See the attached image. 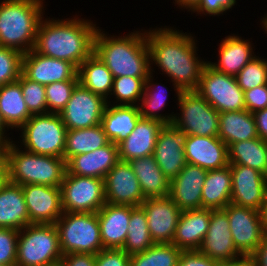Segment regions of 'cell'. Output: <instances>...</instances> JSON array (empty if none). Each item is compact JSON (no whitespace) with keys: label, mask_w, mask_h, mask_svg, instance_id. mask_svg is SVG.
I'll return each mask as SVG.
<instances>
[{"label":"cell","mask_w":267,"mask_h":266,"mask_svg":"<svg viewBox=\"0 0 267 266\" xmlns=\"http://www.w3.org/2000/svg\"><path fill=\"white\" fill-rule=\"evenodd\" d=\"M150 65L166 74L178 98L182 91L196 90L208 61L197 54V40L189 32L161 26L146 30ZM156 64V65H155Z\"/></svg>","instance_id":"1"},{"label":"cell","mask_w":267,"mask_h":266,"mask_svg":"<svg viewBox=\"0 0 267 266\" xmlns=\"http://www.w3.org/2000/svg\"><path fill=\"white\" fill-rule=\"evenodd\" d=\"M41 19L34 51L55 59L66 60L77 69L94 52V38L99 26L80 18Z\"/></svg>","instance_id":"2"},{"label":"cell","mask_w":267,"mask_h":266,"mask_svg":"<svg viewBox=\"0 0 267 266\" xmlns=\"http://www.w3.org/2000/svg\"><path fill=\"white\" fill-rule=\"evenodd\" d=\"M141 30H133L124 36H109L98 27L94 38V53L105 63L113 78L148 77L150 51L146 31Z\"/></svg>","instance_id":"3"},{"label":"cell","mask_w":267,"mask_h":266,"mask_svg":"<svg viewBox=\"0 0 267 266\" xmlns=\"http://www.w3.org/2000/svg\"><path fill=\"white\" fill-rule=\"evenodd\" d=\"M15 143L12 140L2 148V176L6 180L21 186H61L67 171L64 158L35 154Z\"/></svg>","instance_id":"4"},{"label":"cell","mask_w":267,"mask_h":266,"mask_svg":"<svg viewBox=\"0 0 267 266\" xmlns=\"http://www.w3.org/2000/svg\"><path fill=\"white\" fill-rule=\"evenodd\" d=\"M45 0H3L0 2V46L27 53L34 49Z\"/></svg>","instance_id":"5"},{"label":"cell","mask_w":267,"mask_h":266,"mask_svg":"<svg viewBox=\"0 0 267 266\" xmlns=\"http://www.w3.org/2000/svg\"><path fill=\"white\" fill-rule=\"evenodd\" d=\"M62 256L55 224H29L19 230L16 256L19 266H57Z\"/></svg>","instance_id":"6"},{"label":"cell","mask_w":267,"mask_h":266,"mask_svg":"<svg viewBox=\"0 0 267 266\" xmlns=\"http://www.w3.org/2000/svg\"><path fill=\"white\" fill-rule=\"evenodd\" d=\"M19 131L22 139L18 141L19 147L39 155L64 158L67 128L59 114L32 115Z\"/></svg>","instance_id":"7"},{"label":"cell","mask_w":267,"mask_h":266,"mask_svg":"<svg viewBox=\"0 0 267 266\" xmlns=\"http://www.w3.org/2000/svg\"><path fill=\"white\" fill-rule=\"evenodd\" d=\"M63 255L89 253L96 255L103 250L97 212H63L55 222Z\"/></svg>","instance_id":"8"},{"label":"cell","mask_w":267,"mask_h":266,"mask_svg":"<svg viewBox=\"0 0 267 266\" xmlns=\"http://www.w3.org/2000/svg\"><path fill=\"white\" fill-rule=\"evenodd\" d=\"M176 101L180 110L172 123L176 128L185 135L218 136L219 112L196 90L182 91Z\"/></svg>","instance_id":"9"},{"label":"cell","mask_w":267,"mask_h":266,"mask_svg":"<svg viewBox=\"0 0 267 266\" xmlns=\"http://www.w3.org/2000/svg\"><path fill=\"white\" fill-rule=\"evenodd\" d=\"M61 189L63 212H98L106 203L104 179L65 173Z\"/></svg>","instance_id":"10"},{"label":"cell","mask_w":267,"mask_h":266,"mask_svg":"<svg viewBox=\"0 0 267 266\" xmlns=\"http://www.w3.org/2000/svg\"><path fill=\"white\" fill-rule=\"evenodd\" d=\"M196 91L219 113L246 110L244 91L236 78L205 65Z\"/></svg>","instance_id":"11"},{"label":"cell","mask_w":267,"mask_h":266,"mask_svg":"<svg viewBox=\"0 0 267 266\" xmlns=\"http://www.w3.org/2000/svg\"><path fill=\"white\" fill-rule=\"evenodd\" d=\"M228 216L233 243L237 251L250 258L264 236L260 213L256 209L230 203L223 209Z\"/></svg>","instance_id":"12"},{"label":"cell","mask_w":267,"mask_h":266,"mask_svg":"<svg viewBox=\"0 0 267 266\" xmlns=\"http://www.w3.org/2000/svg\"><path fill=\"white\" fill-rule=\"evenodd\" d=\"M106 105L107 100L103 96L79 83L59 115L67 130L90 128L101 124Z\"/></svg>","instance_id":"13"},{"label":"cell","mask_w":267,"mask_h":266,"mask_svg":"<svg viewBox=\"0 0 267 266\" xmlns=\"http://www.w3.org/2000/svg\"><path fill=\"white\" fill-rule=\"evenodd\" d=\"M198 251L219 263L245 259L234 246L228 216L223 209H210L209 229Z\"/></svg>","instance_id":"14"},{"label":"cell","mask_w":267,"mask_h":266,"mask_svg":"<svg viewBox=\"0 0 267 266\" xmlns=\"http://www.w3.org/2000/svg\"><path fill=\"white\" fill-rule=\"evenodd\" d=\"M232 193L230 203L260 210L267 193V176L248 166L230 164Z\"/></svg>","instance_id":"15"},{"label":"cell","mask_w":267,"mask_h":266,"mask_svg":"<svg viewBox=\"0 0 267 266\" xmlns=\"http://www.w3.org/2000/svg\"><path fill=\"white\" fill-rule=\"evenodd\" d=\"M106 203L140 206L145 197L129 162L119 160L104 178Z\"/></svg>","instance_id":"16"},{"label":"cell","mask_w":267,"mask_h":266,"mask_svg":"<svg viewBox=\"0 0 267 266\" xmlns=\"http://www.w3.org/2000/svg\"><path fill=\"white\" fill-rule=\"evenodd\" d=\"M78 69L69 61L35 52L23 54L22 74L29 80L48 85L53 82L79 80Z\"/></svg>","instance_id":"17"},{"label":"cell","mask_w":267,"mask_h":266,"mask_svg":"<svg viewBox=\"0 0 267 266\" xmlns=\"http://www.w3.org/2000/svg\"><path fill=\"white\" fill-rule=\"evenodd\" d=\"M146 214L147 224L154 243H172L182 211L169 196L147 198L140 205Z\"/></svg>","instance_id":"18"},{"label":"cell","mask_w":267,"mask_h":266,"mask_svg":"<svg viewBox=\"0 0 267 266\" xmlns=\"http://www.w3.org/2000/svg\"><path fill=\"white\" fill-rule=\"evenodd\" d=\"M30 224H55L63 214L60 187L22 185Z\"/></svg>","instance_id":"19"},{"label":"cell","mask_w":267,"mask_h":266,"mask_svg":"<svg viewBox=\"0 0 267 266\" xmlns=\"http://www.w3.org/2000/svg\"><path fill=\"white\" fill-rule=\"evenodd\" d=\"M184 142L185 134L173 124L164 125L158 133L153 156L169 181L174 179L187 164Z\"/></svg>","instance_id":"20"},{"label":"cell","mask_w":267,"mask_h":266,"mask_svg":"<svg viewBox=\"0 0 267 266\" xmlns=\"http://www.w3.org/2000/svg\"><path fill=\"white\" fill-rule=\"evenodd\" d=\"M184 154L188 164L206 170L229 165L228 146L218 136L185 135Z\"/></svg>","instance_id":"21"},{"label":"cell","mask_w":267,"mask_h":266,"mask_svg":"<svg viewBox=\"0 0 267 266\" xmlns=\"http://www.w3.org/2000/svg\"><path fill=\"white\" fill-rule=\"evenodd\" d=\"M207 171L187 163L170 181L168 196L181 211L202 208V189Z\"/></svg>","instance_id":"22"},{"label":"cell","mask_w":267,"mask_h":266,"mask_svg":"<svg viewBox=\"0 0 267 266\" xmlns=\"http://www.w3.org/2000/svg\"><path fill=\"white\" fill-rule=\"evenodd\" d=\"M134 206L105 203L97 212L104 249H122Z\"/></svg>","instance_id":"23"},{"label":"cell","mask_w":267,"mask_h":266,"mask_svg":"<svg viewBox=\"0 0 267 266\" xmlns=\"http://www.w3.org/2000/svg\"><path fill=\"white\" fill-rule=\"evenodd\" d=\"M118 145L109 142L92 152L71 157L66 162L68 174L104 179L119 161Z\"/></svg>","instance_id":"24"},{"label":"cell","mask_w":267,"mask_h":266,"mask_svg":"<svg viewBox=\"0 0 267 266\" xmlns=\"http://www.w3.org/2000/svg\"><path fill=\"white\" fill-rule=\"evenodd\" d=\"M163 126L158 120L141 117L134 130L117 144L119 159L129 162L153 155L158 133Z\"/></svg>","instance_id":"25"},{"label":"cell","mask_w":267,"mask_h":266,"mask_svg":"<svg viewBox=\"0 0 267 266\" xmlns=\"http://www.w3.org/2000/svg\"><path fill=\"white\" fill-rule=\"evenodd\" d=\"M238 35L233 33L222 39L218 45V61L207 62L216 71L235 77L247 63L256 57L253 43Z\"/></svg>","instance_id":"26"},{"label":"cell","mask_w":267,"mask_h":266,"mask_svg":"<svg viewBox=\"0 0 267 266\" xmlns=\"http://www.w3.org/2000/svg\"><path fill=\"white\" fill-rule=\"evenodd\" d=\"M30 224L21 185L0 177V228L21 230Z\"/></svg>","instance_id":"27"},{"label":"cell","mask_w":267,"mask_h":266,"mask_svg":"<svg viewBox=\"0 0 267 266\" xmlns=\"http://www.w3.org/2000/svg\"><path fill=\"white\" fill-rule=\"evenodd\" d=\"M209 220L210 209L182 211L172 244L183 251L198 250L209 229Z\"/></svg>","instance_id":"28"},{"label":"cell","mask_w":267,"mask_h":266,"mask_svg":"<svg viewBox=\"0 0 267 266\" xmlns=\"http://www.w3.org/2000/svg\"><path fill=\"white\" fill-rule=\"evenodd\" d=\"M140 118L138 106L107 104L101 126L108 140L118 144L134 130Z\"/></svg>","instance_id":"29"},{"label":"cell","mask_w":267,"mask_h":266,"mask_svg":"<svg viewBox=\"0 0 267 266\" xmlns=\"http://www.w3.org/2000/svg\"><path fill=\"white\" fill-rule=\"evenodd\" d=\"M129 164L139 181L145 199L168 196L170 181L161 171L153 155L133 159Z\"/></svg>","instance_id":"30"},{"label":"cell","mask_w":267,"mask_h":266,"mask_svg":"<svg viewBox=\"0 0 267 266\" xmlns=\"http://www.w3.org/2000/svg\"><path fill=\"white\" fill-rule=\"evenodd\" d=\"M218 137L228 147L259 137L253 114L247 110L220 112Z\"/></svg>","instance_id":"31"},{"label":"cell","mask_w":267,"mask_h":266,"mask_svg":"<svg viewBox=\"0 0 267 266\" xmlns=\"http://www.w3.org/2000/svg\"><path fill=\"white\" fill-rule=\"evenodd\" d=\"M232 176L230 164L221 169L208 170L202 189V208L224 209L230 204Z\"/></svg>","instance_id":"32"},{"label":"cell","mask_w":267,"mask_h":266,"mask_svg":"<svg viewBox=\"0 0 267 266\" xmlns=\"http://www.w3.org/2000/svg\"><path fill=\"white\" fill-rule=\"evenodd\" d=\"M0 113L11 131H17L32 116L18 81L0 86Z\"/></svg>","instance_id":"33"},{"label":"cell","mask_w":267,"mask_h":266,"mask_svg":"<svg viewBox=\"0 0 267 266\" xmlns=\"http://www.w3.org/2000/svg\"><path fill=\"white\" fill-rule=\"evenodd\" d=\"M77 74L84 88L111 100L112 73L94 52L80 64Z\"/></svg>","instance_id":"34"},{"label":"cell","mask_w":267,"mask_h":266,"mask_svg":"<svg viewBox=\"0 0 267 266\" xmlns=\"http://www.w3.org/2000/svg\"><path fill=\"white\" fill-rule=\"evenodd\" d=\"M153 72H155L154 68L150 66V73L145 80L144 94L138 104L139 113L142 118L158 120L164 125H169L173 123L174 112L168 113L169 115L160 114V111L167 106L168 95L166 93L168 89L165 88L164 84L153 81Z\"/></svg>","instance_id":"35"},{"label":"cell","mask_w":267,"mask_h":266,"mask_svg":"<svg viewBox=\"0 0 267 266\" xmlns=\"http://www.w3.org/2000/svg\"><path fill=\"white\" fill-rule=\"evenodd\" d=\"M229 164H241L267 176V142L260 137L234 142L228 147Z\"/></svg>","instance_id":"36"},{"label":"cell","mask_w":267,"mask_h":266,"mask_svg":"<svg viewBox=\"0 0 267 266\" xmlns=\"http://www.w3.org/2000/svg\"><path fill=\"white\" fill-rule=\"evenodd\" d=\"M109 142L101 124L90 128L67 130L64 159L67 162L73 156L92 152Z\"/></svg>","instance_id":"37"},{"label":"cell","mask_w":267,"mask_h":266,"mask_svg":"<svg viewBox=\"0 0 267 266\" xmlns=\"http://www.w3.org/2000/svg\"><path fill=\"white\" fill-rule=\"evenodd\" d=\"M154 244L145 211L141 206H137L131 211L128 233L122 249L131 256L146 251Z\"/></svg>","instance_id":"38"},{"label":"cell","mask_w":267,"mask_h":266,"mask_svg":"<svg viewBox=\"0 0 267 266\" xmlns=\"http://www.w3.org/2000/svg\"><path fill=\"white\" fill-rule=\"evenodd\" d=\"M182 251L172 243H155L146 251L131 255L130 266H177Z\"/></svg>","instance_id":"39"},{"label":"cell","mask_w":267,"mask_h":266,"mask_svg":"<svg viewBox=\"0 0 267 266\" xmlns=\"http://www.w3.org/2000/svg\"><path fill=\"white\" fill-rule=\"evenodd\" d=\"M146 79L147 77L131 76H120L113 78L110 96L115 100L107 101V104H111L112 102V105L138 106L140 99L144 94Z\"/></svg>","instance_id":"40"},{"label":"cell","mask_w":267,"mask_h":266,"mask_svg":"<svg viewBox=\"0 0 267 266\" xmlns=\"http://www.w3.org/2000/svg\"><path fill=\"white\" fill-rule=\"evenodd\" d=\"M235 78L243 91L267 84V58L256 56L241 69Z\"/></svg>","instance_id":"41"},{"label":"cell","mask_w":267,"mask_h":266,"mask_svg":"<svg viewBox=\"0 0 267 266\" xmlns=\"http://www.w3.org/2000/svg\"><path fill=\"white\" fill-rule=\"evenodd\" d=\"M79 80L58 81L45 85L47 113L59 114L67 105Z\"/></svg>","instance_id":"42"},{"label":"cell","mask_w":267,"mask_h":266,"mask_svg":"<svg viewBox=\"0 0 267 266\" xmlns=\"http://www.w3.org/2000/svg\"><path fill=\"white\" fill-rule=\"evenodd\" d=\"M21 85L22 95L32 115L47 113L45 85L27 79L23 74L17 80Z\"/></svg>","instance_id":"43"},{"label":"cell","mask_w":267,"mask_h":266,"mask_svg":"<svg viewBox=\"0 0 267 266\" xmlns=\"http://www.w3.org/2000/svg\"><path fill=\"white\" fill-rule=\"evenodd\" d=\"M23 53L0 46V86L15 82L22 74Z\"/></svg>","instance_id":"44"},{"label":"cell","mask_w":267,"mask_h":266,"mask_svg":"<svg viewBox=\"0 0 267 266\" xmlns=\"http://www.w3.org/2000/svg\"><path fill=\"white\" fill-rule=\"evenodd\" d=\"M19 230L0 228V264L16 262Z\"/></svg>","instance_id":"45"},{"label":"cell","mask_w":267,"mask_h":266,"mask_svg":"<svg viewBox=\"0 0 267 266\" xmlns=\"http://www.w3.org/2000/svg\"><path fill=\"white\" fill-rule=\"evenodd\" d=\"M130 258L123 249H103L95 255V266H130Z\"/></svg>","instance_id":"46"},{"label":"cell","mask_w":267,"mask_h":266,"mask_svg":"<svg viewBox=\"0 0 267 266\" xmlns=\"http://www.w3.org/2000/svg\"><path fill=\"white\" fill-rule=\"evenodd\" d=\"M237 0H201L199 5L192 11V13L200 14V16H220L227 13L235 6Z\"/></svg>","instance_id":"47"},{"label":"cell","mask_w":267,"mask_h":266,"mask_svg":"<svg viewBox=\"0 0 267 266\" xmlns=\"http://www.w3.org/2000/svg\"><path fill=\"white\" fill-rule=\"evenodd\" d=\"M245 108L252 114L267 108V84L244 91Z\"/></svg>","instance_id":"48"},{"label":"cell","mask_w":267,"mask_h":266,"mask_svg":"<svg viewBox=\"0 0 267 266\" xmlns=\"http://www.w3.org/2000/svg\"><path fill=\"white\" fill-rule=\"evenodd\" d=\"M219 262L198 250L182 251L177 266H219Z\"/></svg>","instance_id":"49"},{"label":"cell","mask_w":267,"mask_h":266,"mask_svg":"<svg viewBox=\"0 0 267 266\" xmlns=\"http://www.w3.org/2000/svg\"><path fill=\"white\" fill-rule=\"evenodd\" d=\"M59 266H95V255L89 253H69L62 256Z\"/></svg>","instance_id":"50"},{"label":"cell","mask_w":267,"mask_h":266,"mask_svg":"<svg viewBox=\"0 0 267 266\" xmlns=\"http://www.w3.org/2000/svg\"><path fill=\"white\" fill-rule=\"evenodd\" d=\"M249 259L252 266H267V233L264 234L261 244Z\"/></svg>","instance_id":"51"},{"label":"cell","mask_w":267,"mask_h":266,"mask_svg":"<svg viewBox=\"0 0 267 266\" xmlns=\"http://www.w3.org/2000/svg\"><path fill=\"white\" fill-rule=\"evenodd\" d=\"M258 136L267 142V108L253 113Z\"/></svg>","instance_id":"52"},{"label":"cell","mask_w":267,"mask_h":266,"mask_svg":"<svg viewBox=\"0 0 267 266\" xmlns=\"http://www.w3.org/2000/svg\"><path fill=\"white\" fill-rule=\"evenodd\" d=\"M175 1V2H174ZM173 3L177 4V8L179 7L180 9L183 8L187 9V11L192 12L201 2V0H174Z\"/></svg>","instance_id":"53"},{"label":"cell","mask_w":267,"mask_h":266,"mask_svg":"<svg viewBox=\"0 0 267 266\" xmlns=\"http://www.w3.org/2000/svg\"><path fill=\"white\" fill-rule=\"evenodd\" d=\"M9 127L4 123V120L0 113V145L4 146L8 142L12 141L13 138L8 137L6 134L9 131ZM12 139V140H11Z\"/></svg>","instance_id":"54"},{"label":"cell","mask_w":267,"mask_h":266,"mask_svg":"<svg viewBox=\"0 0 267 266\" xmlns=\"http://www.w3.org/2000/svg\"><path fill=\"white\" fill-rule=\"evenodd\" d=\"M259 213H260V219L262 222V229L264 233H267V193L265 196V200L263 204L261 205Z\"/></svg>","instance_id":"55"},{"label":"cell","mask_w":267,"mask_h":266,"mask_svg":"<svg viewBox=\"0 0 267 266\" xmlns=\"http://www.w3.org/2000/svg\"><path fill=\"white\" fill-rule=\"evenodd\" d=\"M219 266H252L250 259L245 258L232 263H220Z\"/></svg>","instance_id":"56"},{"label":"cell","mask_w":267,"mask_h":266,"mask_svg":"<svg viewBox=\"0 0 267 266\" xmlns=\"http://www.w3.org/2000/svg\"><path fill=\"white\" fill-rule=\"evenodd\" d=\"M260 24H262L261 26V28L262 29H264L265 30V32H266V34H267V14L266 15H264V17L263 18H261L260 19Z\"/></svg>","instance_id":"57"},{"label":"cell","mask_w":267,"mask_h":266,"mask_svg":"<svg viewBox=\"0 0 267 266\" xmlns=\"http://www.w3.org/2000/svg\"><path fill=\"white\" fill-rule=\"evenodd\" d=\"M2 148L3 146L0 145V177L2 176Z\"/></svg>","instance_id":"58"},{"label":"cell","mask_w":267,"mask_h":266,"mask_svg":"<svg viewBox=\"0 0 267 266\" xmlns=\"http://www.w3.org/2000/svg\"><path fill=\"white\" fill-rule=\"evenodd\" d=\"M0 266H19L16 262L10 264H0Z\"/></svg>","instance_id":"59"}]
</instances>
